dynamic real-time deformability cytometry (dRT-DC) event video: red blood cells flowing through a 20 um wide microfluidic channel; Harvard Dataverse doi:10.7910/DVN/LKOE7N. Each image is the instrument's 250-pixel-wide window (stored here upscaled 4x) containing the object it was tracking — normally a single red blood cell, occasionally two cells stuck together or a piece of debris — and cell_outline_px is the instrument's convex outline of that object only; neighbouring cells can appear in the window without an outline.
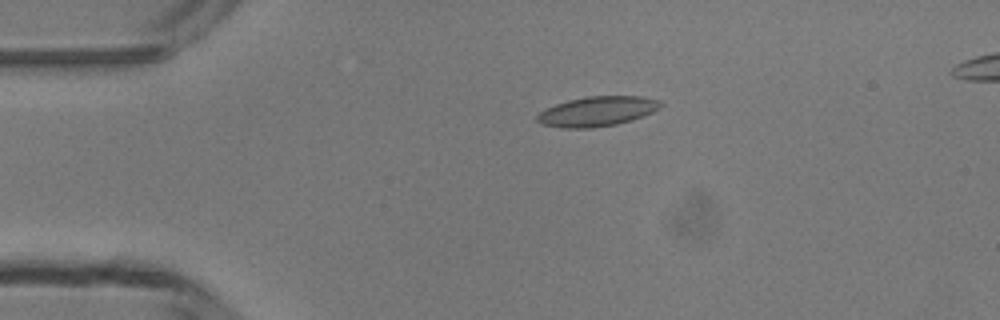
{"species": "common noctule bat (a hibernating species)", "species_latin": "Nyctalus noctula", "temperature_condition": "room temperature", "stored_images_in_passage": 39, "camera_frame_rate_fps": 3000, "um_per_image_px": 0.085, "animal": {"sex": "male", "body_mass_g": 13.3}, "frame": {"image": 1, "passage_image": 1, "time_ms": 0.0, "image_size_px": [1000, 320], "cell_outline_px": [[664, 104], [660, 108], [652, 112], [616, 124], [592, 128], [564, 128], [544, 124], [536, 120], [536, 116], [540, 112], [556, 104], [568, 100], [584, 96], [644, 96], [660, 100]], "centroid_in_image_um": [50.78, 9.45], "position_along_channel_um": 34.2, "area_um2": 21.27}}
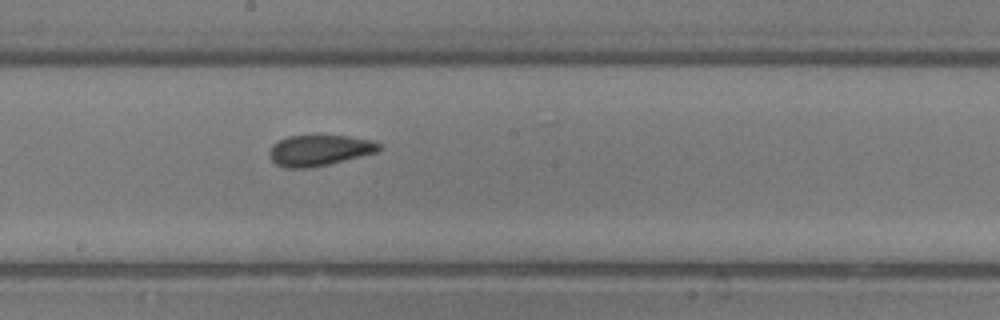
{"frame": {"image": 2, "passage_image": 17, "time_ms": 5.333, "image_size_px": [1000, 320], "cell_outline_px": [[384, 148], [376, 152], [328, 164], [308, 168], [284, 168], [276, 164], [272, 160], [268, 152], [272, 144], [288, 136], [348, 136], [372, 140], [380, 144]], "centroid_in_image_um": [27.13, 12.78], "position_along_channel_um": 221.1, "area_um2": 19.59}}
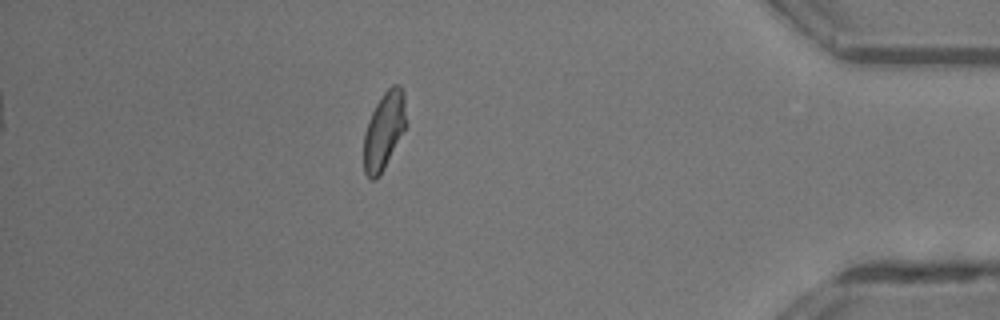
{"frame": {"image": 3, "passage_image": 33, "time_ms": 10.667, "image_size_px": [1000, 320], "cell_outline_px": [[408, 124], [380, 176], [376, 180], [372, 180], [364, 172], [364, 132], [368, 120], [376, 104], [384, 92], [392, 84], [400, 84], [404, 92]], "centroid_in_image_um": [32.67, 11.08], "position_along_channel_um": 402.5, "area_um2": 19.48}, "authors_computed_cell_mechanics": {"area_um2": 19.5942, "velocity_mm_per_s": 4.2696, "shape_relaxation_time_tau1_ms": null, "shape_relaxation_time_tau2_ms": 1.8461, "deformation_change_tau1": null, "deformation_change_tau2": 0.0817}}